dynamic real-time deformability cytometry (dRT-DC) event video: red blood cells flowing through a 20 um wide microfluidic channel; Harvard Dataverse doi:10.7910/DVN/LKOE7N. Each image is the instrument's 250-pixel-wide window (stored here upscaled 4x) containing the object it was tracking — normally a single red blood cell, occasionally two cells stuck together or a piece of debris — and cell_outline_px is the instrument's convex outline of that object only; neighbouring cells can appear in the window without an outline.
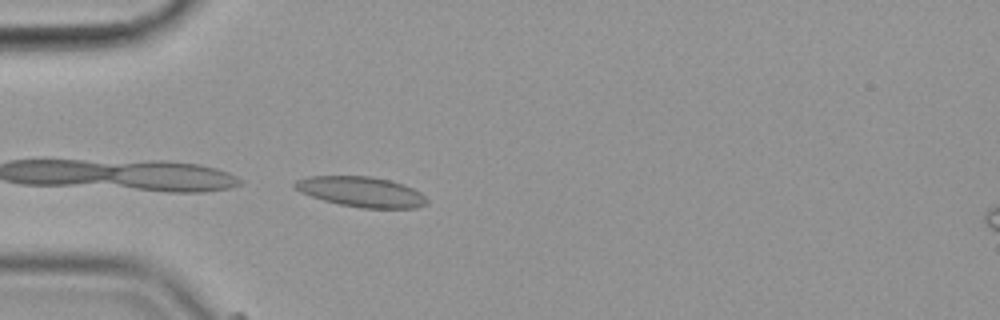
{"species": "common noctule bat (a hibernating species)", "species_latin": "Nyctalus noctula", "temperature_condition": "cold", "stored_images_in_passage": 16, "camera_frame_rate_fps": 3000, "um_per_image_px": 0.085, "animal": {"sex": "female", "body_mass_g": 19.9}, "frame": {"image": 1, "passage_image": 16, "time_ms": 5.0, "image_size_px": [1000, 320], "cell_outline_px": [[428, 204], [416, 208], [360, 208], [340, 204], [324, 200], [300, 192], [292, 184], [296, 180], [312, 176], [372, 176], [404, 184], [420, 192], [428, 200]], "centroid_in_image_um": [30.73, 16.3], "position_along_channel_um": 54.3, "area_um2": 23.18}}